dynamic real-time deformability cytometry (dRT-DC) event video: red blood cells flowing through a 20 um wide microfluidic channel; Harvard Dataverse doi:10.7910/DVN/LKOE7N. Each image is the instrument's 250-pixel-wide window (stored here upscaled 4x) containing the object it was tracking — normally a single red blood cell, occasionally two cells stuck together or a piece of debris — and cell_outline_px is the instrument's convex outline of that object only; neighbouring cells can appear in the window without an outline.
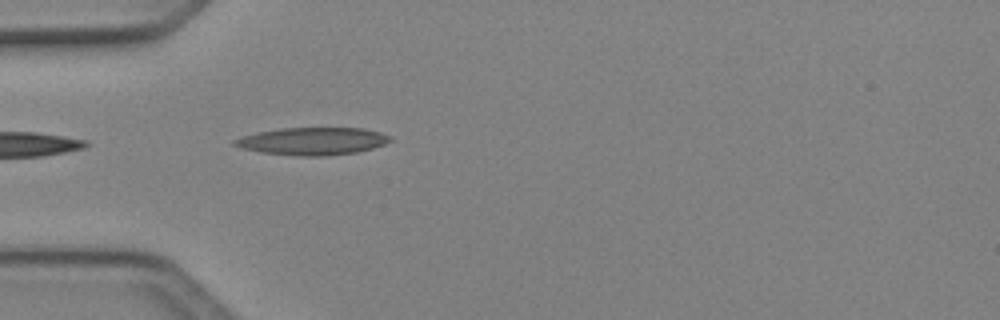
{"species": "Egyptian fruit bat (a non-hibernating species)", "species_latin": "Rousettus aegyptiacus", "temperature_condition": "cold", "stored_images_in_passage": 1, "camera_frame_rate_fps": 3000, "um_per_image_px": 0.085, "animal": {"sex": "female"}, "frame": {"image": 1, "passage_image": 1, "time_ms": 0.0, "image_size_px": [1000, 320], "cell_outline_px": [[392, 140], [384, 144], [372, 148], [356, 152], [324, 156], [300, 156], [260, 152], [240, 148], [232, 144], [232, 140], [244, 136], [260, 132], [280, 128], [364, 128], [380, 132], [392, 136]], "centroid_in_image_um": [26.58, 12.0], "position_along_channel_um": 58.4, "area_um2": 24.91}}